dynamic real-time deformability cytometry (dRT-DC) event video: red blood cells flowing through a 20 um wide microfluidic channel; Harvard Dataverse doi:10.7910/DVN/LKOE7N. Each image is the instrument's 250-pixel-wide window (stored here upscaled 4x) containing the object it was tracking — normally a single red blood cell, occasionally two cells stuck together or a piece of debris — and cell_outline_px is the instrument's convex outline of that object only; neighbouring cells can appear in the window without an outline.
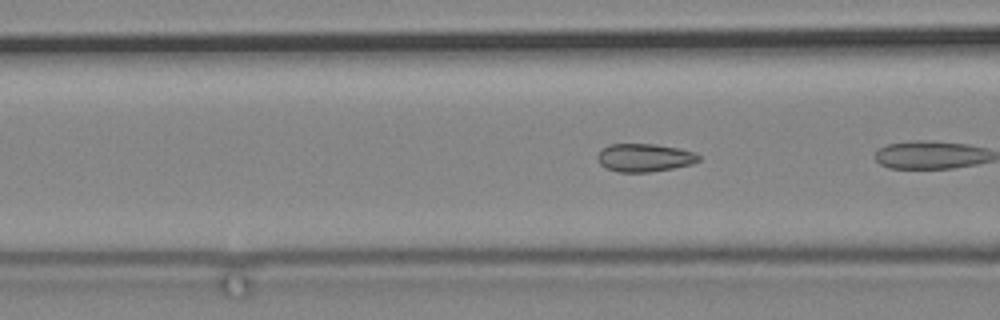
{"species": "common noctule bat (a hibernating species)", "species_latin": "Nyctalus noctula", "temperature_condition": "cold", "stored_images_in_passage": 6, "camera_frame_rate_fps": 3000, "um_per_image_px": 0.085, "animal": {"sex": "male", "body_mass_g": 19.2, "forearm_length_mm": 51.8}, "frame": {"image": 1, "passage_image": 5, "time_ms": 1.333, "image_size_px": [1000, 320], "cell_outline_px": [[700, 160], [692, 164], [672, 168], [648, 172], [616, 172], [600, 164], [596, 156], [600, 148], [608, 144], [656, 144], [680, 148], [696, 152], [700, 156]], "centroid_in_image_um": [54.77, 13.39], "position_along_channel_um": 111.8, "area_um2": 16.76}}